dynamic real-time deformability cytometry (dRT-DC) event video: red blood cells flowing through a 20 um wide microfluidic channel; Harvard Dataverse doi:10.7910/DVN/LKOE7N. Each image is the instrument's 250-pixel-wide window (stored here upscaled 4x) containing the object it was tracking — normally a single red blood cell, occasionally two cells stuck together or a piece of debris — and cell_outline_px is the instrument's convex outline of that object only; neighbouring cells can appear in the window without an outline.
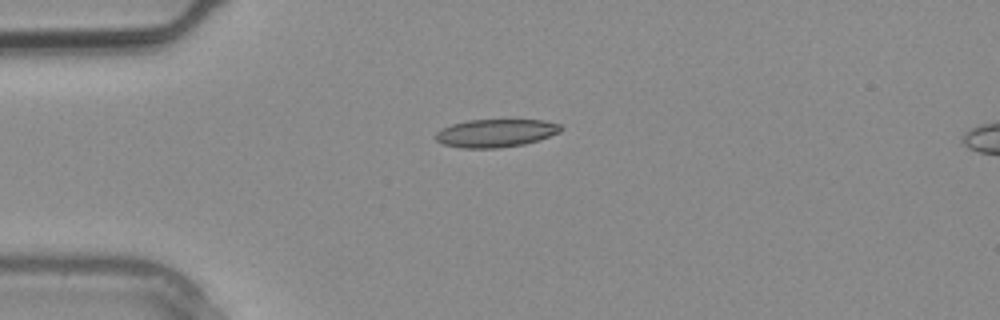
{"species": "common noctule bat (a hibernating species)", "species_latin": "Nyctalus noctula", "temperature_condition": "warm", "stored_images_in_passage": 3, "camera_frame_rate_fps": 3000, "um_per_image_px": 0.085, "animal": {"sex": "male", "body_mass_g": 20.4}, "frame": {"image": 1, "passage_image": 2, "time_ms": 0.333, "image_size_px": [1000, 320], "cell_outline_px": [[564, 128], [560, 132], [524, 144], [496, 148], [460, 148], [444, 144], [436, 140], [436, 132], [440, 128], [452, 124], [468, 120], [544, 120], [560, 124]], "centroid_in_image_um": [42.12, 11.31], "position_along_channel_um": 42.9, "area_um2": 20.35}}